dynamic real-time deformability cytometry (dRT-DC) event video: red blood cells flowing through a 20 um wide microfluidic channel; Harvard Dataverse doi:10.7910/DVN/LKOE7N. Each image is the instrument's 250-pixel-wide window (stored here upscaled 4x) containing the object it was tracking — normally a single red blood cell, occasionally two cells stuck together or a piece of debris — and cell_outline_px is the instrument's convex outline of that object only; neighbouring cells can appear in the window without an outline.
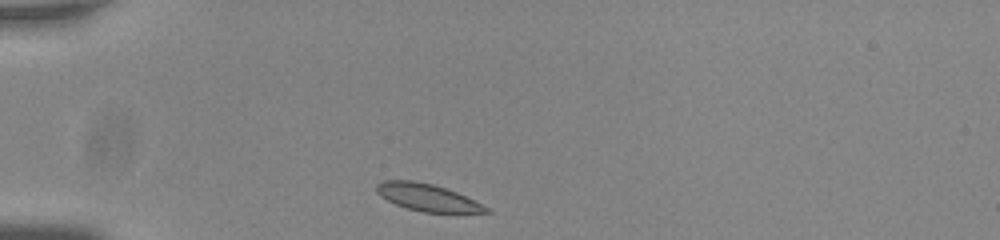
{"species": "common noctule bat (a hibernating species)", "species_latin": "Nyctalus noctula", "temperature_condition": "room temperature", "stored_images_in_passage": 34, "camera_frame_rate_fps": 3000, "um_per_image_px": 0.085, "animal": {"sex": "male", "body_mass_g": 20.0, "forearm_length_mm": 53.3}, "frame": {"image": 1, "passage_image": 1, "time_ms": 0.0, "image_size_px": [1000, 240], "cell_outline_px": [[492, 212], [424, 212], [408, 208], [396, 204], [380, 196], [376, 192], [376, 184], [380, 180], [412, 180], [432, 184], [456, 192], [488, 208]], "centroid_in_image_um": [36.24, 16.76], "position_along_channel_um": 48.8, "area_um2": 16.94}}
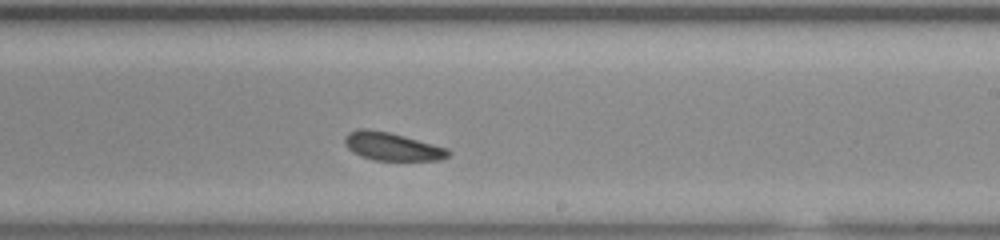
{"frame": {"image": 2, "passage_image": 20, "time_ms": 6.333, "image_size_px": [1000, 240], "cell_outline_px": [[452, 152], [448, 156], [440, 160], [372, 160], [360, 156], [352, 152], [344, 144], [344, 136], [348, 132], [356, 128], [368, 128], [388, 132], [404, 136], [448, 148]], "centroid_in_image_um": [33.28, 12.44], "position_along_channel_um": 255.7, "area_um2": 17.11}}
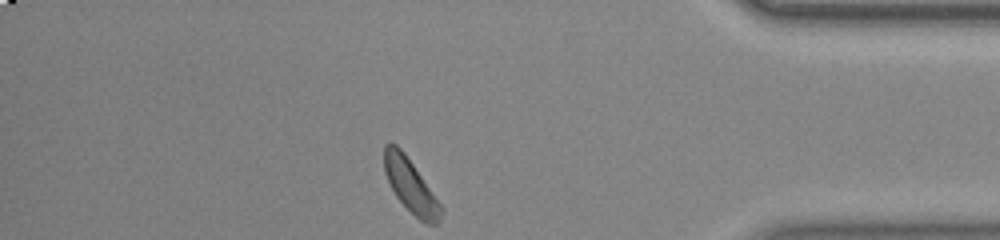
{"frame": {"image": 3, "passage_image": 34, "time_ms": 11.0, "image_size_px": [1000, 240], "cell_outline_px": [[444, 208], [440, 220], [436, 224], [428, 224], [420, 220], [396, 196], [384, 172], [384, 144], [396, 144], [404, 152]], "centroid_in_image_um": [34.92, 15.79], "position_along_channel_um": 400.3, "area_um2": 17.34}, "authors_computed_cell_mechanics": {"area_um2": 17.34, "velocity_mm_per_s": 3.6995, "shape_relaxation_time_tau1_ms": null, "shape_relaxation_time_tau2_ms": 3.5536, "deformation_change_tau1": null, "deformation_change_tau2": 0.0881}}